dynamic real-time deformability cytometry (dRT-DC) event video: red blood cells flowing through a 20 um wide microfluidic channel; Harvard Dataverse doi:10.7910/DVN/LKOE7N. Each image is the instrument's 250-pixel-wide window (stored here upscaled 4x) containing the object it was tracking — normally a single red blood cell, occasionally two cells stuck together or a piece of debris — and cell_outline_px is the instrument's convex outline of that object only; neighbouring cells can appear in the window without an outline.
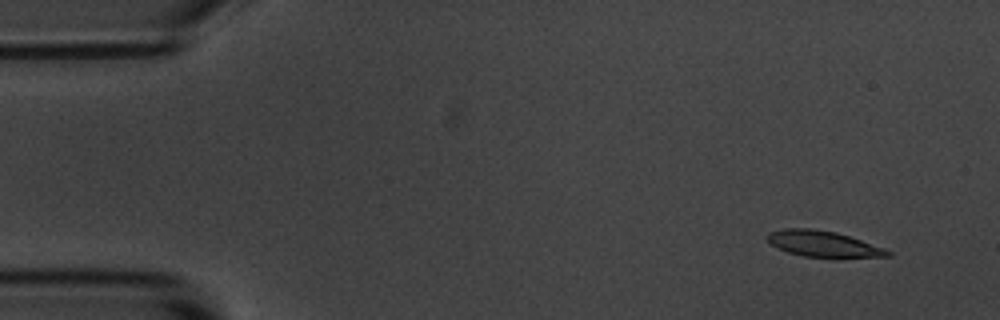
{"species": "common noctule bat (a hibernating species)", "species_latin": "Nyctalus noctula", "temperature_condition": "room temperature", "stored_images_in_passage": 6, "segment_of_instrument_passage": [2, 2], "camera_frame_rate_fps": 3000, "um_per_image_px": 0.085, "animal": {"sex": "male", "body_mass_g": 20.1, "forearm_length_mm": 53.5}, "frame": {"image": 1, "passage_image": 6, "time_ms": 5.667, "image_size_px": [1000, 320], "cell_outline_px": [[892, 256], [836, 260], [804, 256], [788, 252], [772, 244], [764, 236], [768, 232], [784, 228], [812, 228], [836, 232], [884, 248], [892, 252]], "centroid_in_image_um": [70.03, 20.77], "position_along_channel_um": 15.0, "area_um2": 18.9}}